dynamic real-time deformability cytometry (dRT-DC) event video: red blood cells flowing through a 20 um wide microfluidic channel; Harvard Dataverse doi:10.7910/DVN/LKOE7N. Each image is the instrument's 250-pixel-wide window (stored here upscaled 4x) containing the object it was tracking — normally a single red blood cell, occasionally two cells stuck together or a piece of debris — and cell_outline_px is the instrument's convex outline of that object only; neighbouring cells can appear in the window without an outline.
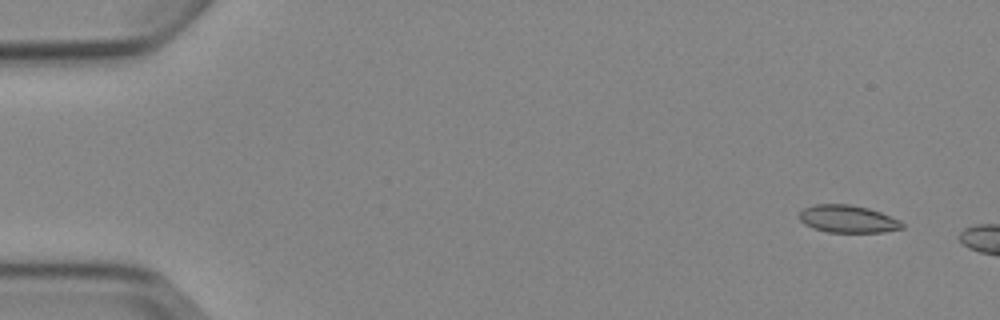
{"species": "Egyptian fruit bat (a non-hibernating species)", "species_latin": "Rousettus aegyptiacus", "temperature_condition": "cold", "stored_images_in_passage": 3, "camera_frame_rate_fps": 3000, "um_per_image_px": 0.085, "animal": {"sex": "female"}, "frame": {"image": 1, "passage_image": 1, "time_ms": 0.0, "image_size_px": [1000, 320], "cell_outline_px": [[904, 228], [884, 232], [828, 232], [812, 228], [804, 224], [800, 220], [800, 212], [804, 208], [816, 204], [848, 204], [868, 208], [880, 212], [900, 220], [904, 224]], "centroid_in_image_um": [72.07, 18.62], "position_along_channel_um": 12.9, "area_um2": 16.47}}